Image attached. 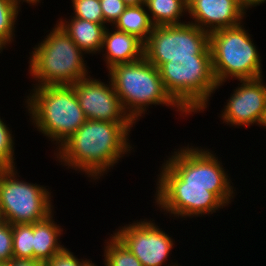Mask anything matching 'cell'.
<instances>
[{"label": "cell", "instance_id": "obj_1", "mask_svg": "<svg viewBox=\"0 0 266 266\" xmlns=\"http://www.w3.org/2000/svg\"><path fill=\"white\" fill-rule=\"evenodd\" d=\"M135 125L136 123L87 120L54 152V158L63 167L67 166L68 170L85 174L84 177L90 178V181H98L121 158L134 151L129 137Z\"/></svg>", "mask_w": 266, "mask_h": 266}, {"label": "cell", "instance_id": "obj_2", "mask_svg": "<svg viewBox=\"0 0 266 266\" xmlns=\"http://www.w3.org/2000/svg\"><path fill=\"white\" fill-rule=\"evenodd\" d=\"M25 96L31 125L56 146L67 141L87 119L72 85L32 86Z\"/></svg>", "mask_w": 266, "mask_h": 266}, {"label": "cell", "instance_id": "obj_3", "mask_svg": "<svg viewBox=\"0 0 266 266\" xmlns=\"http://www.w3.org/2000/svg\"><path fill=\"white\" fill-rule=\"evenodd\" d=\"M37 44L28 58L33 86L73 85L90 75L86 54L58 23Z\"/></svg>", "mask_w": 266, "mask_h": 266}, {"label": "cell", "instance_id": "obj_4", "mask_svg": "<svg viewBox=\"0 0 266 266\" xmlns=\"http://www.w3.org/2000/svg\"><path fill=\"white\" fill-rule=\"evenodd\" d=\"M107 72L124 110L135 123L152 105L175 109L183 118L188 115L165 90L159 69L145 57L114 65Z\"/></svg>", "mask_w": 266, "mask_h": 266}, {"label": "cell", "instance_id": "obj_5", "mask_svg": "<svg viewBox=\"0 0 266 266\" xmlns=\"http://www.w3.org/2000/svg\"><path fill=\"white\" fill-rule=\"evenodd\" d=\"M167 93L188 114L203 113L217 90L211 55L171 58L159 68Z\"/></svg>", "mask_w": 266, "mask_h": 266}, {"label": "cell", "instance_id": "obj_6", "mask_svg": "<svg viewBox=\"0 0 266 266\" xmlns=\"http://www.w3.org/2000/svg\"><path fill=\"white\" fill-rule=\"evenodd\" d=\"M244 24L218 29L209 35L212 69L218 84L216 90L227 80L264 77L262 57Z\"/></svg>", "mask_w": 266, "mask_h": 266}, {"label": "cell", "instance_id": "obj_7", "mask_svg": "<svg viewBox=\"0 0 266 266\" xmlns=\"http://www.w3.org/2000/svg\"><path fill=\"white\" fill-rule=\"evenodd\" d=\"M161 167V168H160ZM156 175L155 206L164 215L184 218L205 217L227 207L204 185L187 184L182 181L164 162Z\"/></svg>", "mask_w": 266, "mask_h": 266}, {"label": "cell", "instance_id": "obj_8", "mask_svg": "<svg viewBox=\"0 0 266 266\" xmlns=\"http://www.w3.org/2000/svg\"><path fill=\"white\" fill-rule=\"evenodd\" d=\"M179 146L164 159V163L187 184L204 185L209 188L226 206L237 195L231 177L215 151L205 147ZM232 184V185H231Z\"/></svg>", "mask_w": 266, "mask_h": 266}, {"label": "cell", "instance_id": "obj_9", "mask_svg": "<svg viewBox=\"0 0 266 266\" xmlns=\"http://www.w3.org/2000/svg\"><path fill=\"white\" fill-rule=\"evenodd\" d=\"M18 173L17 167L0 169V210L4 221L14 225L44 220L54 212L51 190L21 180Z\"/></svg>", "mask_w": 266, "mask_h": 266}, {"label": "cell", "instance_id": "obj_10", "mask_svg": "<svg viewBox=\"0 0 266 266\" xmlns=\"http://www.w3.org/2000/svg\"><path fill=\"white\" fill-rule=\"evenodd\" d=\"M209 33L189 22L155 26L144 43V57L158 69L171 58L211 55Z\"/></svg>", "mask_w": 266, "mask_h": 266}, {"label": "cell", "instance_id": "obj_11", "mask_svg": "<svg viewBox=\"0 0 266 266\" xmlns=\"http://www.w3.org/2000/svg\"><path fill=\"white\" fill-rule=\"evenodd\" d=\"M113 234L136 256L143 266L180 265L178 262L167 263L170 261L168 257L172 254V249L176 243L172 235L170 237L163 231L153 218L150 220L144 218L134 220L131 224H123L115 232L113 231Z\"/></svg>", "mask_w": 266, "mask_h": 266}, {"label": "cell", "instance_id": "obj_12", "mask_svg": "<svg viewBox=\"0 0 266 266\" xmlns=\"http://www.w3.org/2000/svg\"><path fill=\"white\" fill-rule=\"evenodd\" d=\"M221 111L223 123L238 128L263 124L266 117V83L263 77L239 80ZM240 126V127H239Z\"/></svg>", "mask_w": 266, "mask_h": 266}, {"label": "cell", "instance_id": "obj_13", "mask_svg": "<svg viewBox=\"0 0 266 266\" xmlns=\"http://www.w3.org/2000/svg\"><path fill=\"white\" fill-rule=\"evenodd\" d=\"M108 80L105 83L89 75L72 85L86 119L135 123L124 110L110 78Z\"/></svg>", "mask_w": 266, "mask_h": 266}, {"label": "cell", "instance_id": "obj_14", "mask_svg": "<svg viewBox=\"0 0 266 266\" xmlns=\"http://www.w3.org/2000/svg\"><path fill=\"white\" fill-rule=\"evenodd\" d=\"M187 6L188 22L209 34L240 25L247 17L241 0H187Z\"/></svg>", "mask_w": 266, "mask_h": 266}, {"label": "cell", "instance_id": "obj_15", "mask_svg": "<svg viewBox=\"0 0 266 266\" xmlns=\"http://www.w3.org/2000/svg\"><path fill=\"white\" fill-rule=\"evenodd\" d=\"M100 52L108 70L114 65L131 63L144 57V43L132 34L107 26Z\"/></svg>", "mask_w": 266, "mask_h": 266}, {"label": "cell", "instance_id": "obj_16", "mask_svg": "<svg viewBox=\"0 0 266 266\" xmlns=\"http://www.w3.org/2000/svg\"><path fill=\"white\" fill-rule=\"evenodd\" d=\"M68 20V21H67ZM57 23L71 40L86 54H101L105 24H97L81 18H59Z\"/></svg>", "mask_w": 266, "mask_h": 266}, {"label": "cell", "instance_id": "obj_17", "mask_svg": "<svg viewBox=\"0 0 266 266\" xmlns=\"http://www.w3.org/2000/svg\"><path fill=\"white\" fill-rule=\"evenodd\" d=\"M54 212L42 221L34 223L33 259L47 263L65 246L61 244L63 228L54 221Z\"/></svg>", "mask_w": 266, "mask_h": 266}, {"label": "cell", "instance_id": "obj_18", "mask_svg": "<svg viewBox=\"0 0 266 266\" xmlns=\"http://www.w3.org/2000/svg\"><path fill=\"white\" fill-rule=\"evenodd\" d=\"M118 31L132 34L145 43L152 33L153 24L145 4L129 5L112 26Z\"/></svg>", "mask_w": 266, "mask_h": 266}, {"label": "cell", "instance_id": "obj_19", "mask_svg": "<svg viewBox=\"0 0 266 266\" xmlns=\"http://www.w3.org/2000/svg\"><path fill=\"white\" fill-rule=\"evenodd\" d=\"M147 12L155 26L181 25L188 15L187 0H145Z\"/></svg>", "mask_w": 266, "mask_h": 266}, {"label": "cell", "instance_id": "obj_20", "mask_svg": "<svg viewBox=\"0 0 266 266\" xmlns=\"http://www.w3.org/2000/svg\"><path fill=\"white\" fill-rule=\"evenodd\" d=\"M104 265L106 266H143L142 263L131 253L126 246L111 234L104 240Z\"/></svg>", "mask_w": 266, "mask_h": 266}, {"label": "cell", "instance_id": "obj_21", "mask_svg": "<svg viewBox=\"0 0 266 266\" xmlns=\"http://www.w3.org/2000/svg\"><path fill=\"white\" fill-rule=\"evenodd\" d=\"M21 5L14 0H0V40L8 47L15 40V25Z\"/></svg>", "mask_w": 266, "mask_h": 266}, {"label": "cell", "instance_id": "obj_22", "mask_svg": "<svg viewBox=\"0 0 266 266\" xmlns=\"http://www.w3.org/2000/svg\"><path fill=\"white\" fill-rule=\"evenodd\" d=\"M13 258L33 259V224L12 225Z\"/></svg>", "mask_w": 266, "mask_h": 266}, {"label": "cell", "instance_id": "obj_23", "mask_svg": "<svg viewBox=\"0 0 266 266\" xmlns=\"http://www.w3.org/2000/svg\"><path fill=\"white\" fill-rule=\"evenodd\" d=\"M0 117V169L15 168V137L12 128L6 125L5 120ZM15 161V162H14Z\"/></svg>", "mask_w": 266, "mask_h": 266}, {"label": "cell", "instance_id": "obj_24", "mask_svg": "<svg viewBox=\"0 0 266 266\" xmlns=\"http://www.w3.org/2000/svg\"><path fill=\"white\" fill-rule=\"evenodd\" d=\"M73 12L71 17L81 18L97 24H104L100 0H71Z\"/></svg>", "mask_w": 266, "mask_h": 266}, {"label": "cell", "instance_id": "obj_25", "mask_svg": "<svg viewBox=\"0 0 266 266\" xmlns=\"http://www.w3.org/2000/svg\"><path fill=\"white\" fill-rule=\"evenodd\" d=\"M92 260L88 258L78 259L66 246L54 255L46 266H88Z\"/></svg>", "mask_w": 266, "mask_h": 266}, {"label": "cell", "instance_id": "obj_26", "mask_svg": "<svg viewBox=\"0 0 266 266\" xmlns=\"http://www.w3.org/2000/svg\"><path fill=\"white\" fill-rule=\"evenodd\" d=\"M104 24L113 26L128 6L122 0H100Z\"/></svg>", "mask_w": 266, "mask_h": 266}, {"label": "cell", "instance_id": "obj_27", "mask_svg": "<svg viewBox=\"0 0 266 266\" xmlns=\"http://www.w3.org/2000/svg\"><path fill=\"white\" fill-rule=\"evenodd\" d=\"M12 225L4 222L0 225V263H7L13 258Z\"/></svg>", "mask_w": 266, "mask_h": 266}, {"label": "cell", "instance_id": "obj_28", "mask_svg": "<svg viewBox=\"0 0 266 266\" xmlns=\"http://www.w3.org/2000/svg\"><path fill=\"white\" fill-rule=\"evenodd\" d=\"M6 266H45V263L36 259L12 258L6 263Z\"/></svg>", "mask_w": 266, "mask_h": 266}, {"label": "cell", "instance_id": "obj_29", "mask_svg": "<svg viewBox=\"0 0 266 266\" xmlns=\"http://www.w3.org/2000/svg\"><path fill=\"white\" fill-rule=\"evenodd\" d=\"M242 5L244 8L248 11L251 10L252 7H257L260 6L261 4L263 5L266 3V0H241Z\"/></svg>", "mask_w": 266, "mask_h": 266}, {"label": "cell", "instance_id": "obj_30", "mask_svg": "<svg viewBox=\"0 0 266 266\" xmlns=\"http://www.w3.org/2000/svg\"><path fill=\"white\" fill-rule=\"evenodd\" d=\"M16 1L17 3H19L20 5L22 4L23 5V2L27 3L28 5L30 6H36L38 5L39 3H41L40 1L41 0H14Z\"/></svg>", "mask_w": 266, "mask_h": 266}, {"label": "cell", "instance_id": "obj_31", "mask_svg": "<svg viewBox=\"0 0 266 266\" xmlns=\"http://www.w3.org/2000/svg\"><path fill=\"white\" fill-rule=\"evenodd\" d=\"M122 1L125 2L128 6L145 4V0H122Z\"/></svg>", "mask_w": 266, "mask_h": 266}, {"label": "cell", "instance_id": "obj_32", "mask_svg": "<svg viewBox=\"0 0 266 266\" xmlns=\"http://www.w3.org/2000/svg\"><path fill=\"white\" fill-rule=\"evenodd\" d=\"M7 47L8 46L0 40V54H2L1 52Z\"/></svg>", "mask_w": 266, "mask_h": 266}, {"label": "cell", "instance_id": "obj_33", "mask_svg": "<svg viewBox=\"0 0 266 266\" xmlns=\"http://www.w3.org/2000/svg\"><path fill=\"white\" fill-rule=\"evenodd\" d=\"M4 218H3V215L1 213V210H0V225H2L4 223Z\"/></svg>", "mask_w": 266, "mask_h": 266}, {"label": "cell", "instance_id": "obj_34", "mask_svg": "<svg viewBox=\"0 0 266 266\" xmlns=\"http://www.w3.org/2000/svg\"><path fill=\"white\" fill-rule=\"evenodd\" d=\"M88 266H97V265L95 263L91 262Z\"/></svg>", "mask_w": 266, "mask_h": 266}, {"label": "cell", "instance_id": "obj_35", "mask_svg": "<svg viewBox=\"0 0 266 266\" xmlns=\"http://www.w3.org/2000/svg\"><path fill=\"white\" fill-rule=\"evenodd\" d=\"M262 127H263L264 129H266V124H262V125H261V128H262Z\"/></svg>", "mask_w": 266, "mask_h": 266}, {"label": "cell", "instance_id": "obj_36", "mask_svg": "<svg viewBox=\"0 0 266 266\" xmlns=\"http://www.w3.org/2000/svg\"><path fill=\"white\" fill-rule=\"evenodd\" d=\"M0 266H6V263H0Z\"/></svg>", "mask_w": 266, "mask_h": 266}]
</instances>
